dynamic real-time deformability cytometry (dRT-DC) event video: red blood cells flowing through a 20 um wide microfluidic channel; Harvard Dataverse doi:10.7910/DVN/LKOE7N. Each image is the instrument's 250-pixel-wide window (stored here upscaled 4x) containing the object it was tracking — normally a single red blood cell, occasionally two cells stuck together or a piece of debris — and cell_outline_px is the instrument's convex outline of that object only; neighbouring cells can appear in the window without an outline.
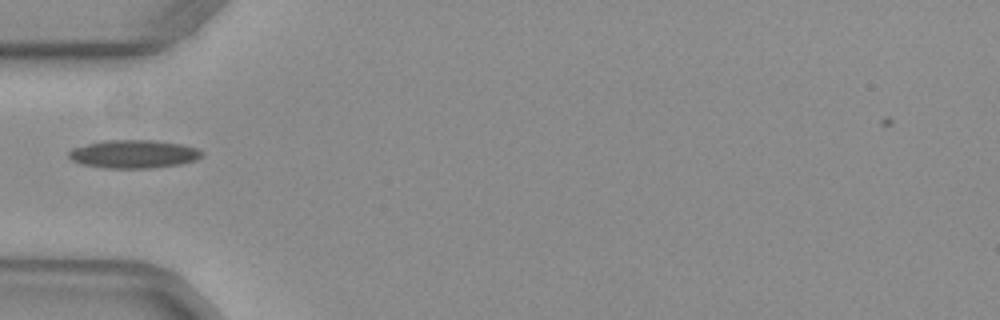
{"species": "common noctule bat (a hibernating species)", "species_latin": "Nyctalus noctula", "temperature_condition": "warm", "stored_images_in_passage": 35, "camera_frame_rate_fps": 3000, "um_per_image_px": 0.085, "animal": {"sex": "female", "body_mass_g": 29.2, "forearm_length_mm": 56.3}, "frame": {"image": 1, "passage_image": 1, "time_ms": 0.0, "image_size_px": [1000, 320], "cell_outline_px": [[204, 156], [196, 160], [180, 164], [148, 168], [108, 168], [84, 164], [72, 160], [68, 156], [68, 152], [72, 148], [88, 144], [108, 140], [152, 140], [180, 144], [196, 148], [204, 152]], "centroid_in_image_um": [11.4, 13.09], "position_along_channel_um": 73.6, "area_um2": 21.68}}
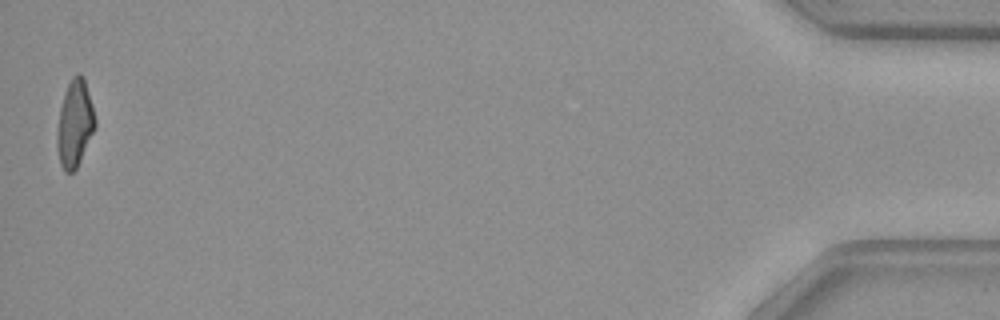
{"frame": {"image": 2, "passage_image": 35, "time_ms": 11.333, "image_size_px": [1000, 320], "cell_outline_px": [[96, 128], [76, 168], [72, 172], [64, 172], [60, 164], [56, 144], [56, 132], [60, 108], [68, 84], [72, 76], [76, 72], [80, 72], [84, 76], [96, 120]], "centroid_in_image_um": [6.35, 10.49], "position_along_channel_um": 428.8, "area_um2": 19.36}}